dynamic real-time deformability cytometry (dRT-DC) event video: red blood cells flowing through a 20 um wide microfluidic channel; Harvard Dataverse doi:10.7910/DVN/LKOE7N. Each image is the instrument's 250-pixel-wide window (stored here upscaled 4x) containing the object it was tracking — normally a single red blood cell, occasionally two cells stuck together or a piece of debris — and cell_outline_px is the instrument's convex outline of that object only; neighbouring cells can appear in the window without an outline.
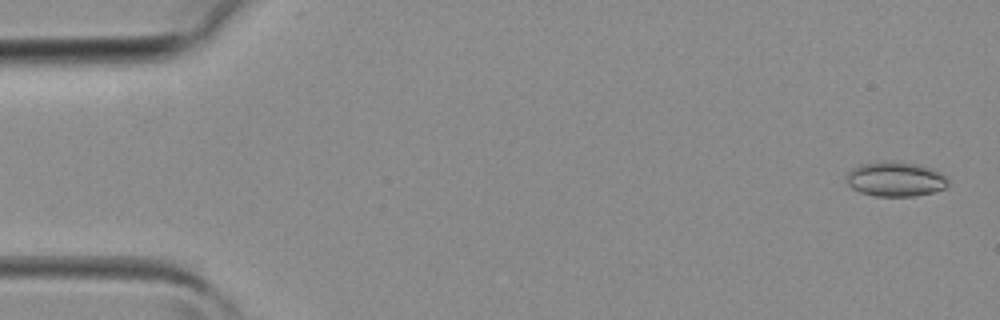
{"species": "common noctule bat (a hibernating species)", "species_latin": "Nyctalus noctula", "temperature_condition": "room temperature", "stored_images_in_passage": 4, "camera_frame_rate_fps": 3000, "um_per_image_px": 0.085, "animal": {"sex": "female", "body_mass_g": 19.3, "forearm_length_mm": 54.1}, "frame": {"image": 1, "passage_image": 1, "time_ms": 0.0, "image_size_px": [1000, 320], "cell_outline_px": [[948, 184], [944, 188], [932, 192], [916, 196], [876, 196], [860, 192], [852, 188], [848, 184], [844, 176], [852, 168], [860, 164], [880, 160], [892, 160], [916, 164], [932, 168], [940, 172], [948, 180]], "centroid_in_image_um": [76.07, 15.2], "position_along_channel_um": 8.9, "area_um2": 20.81}}
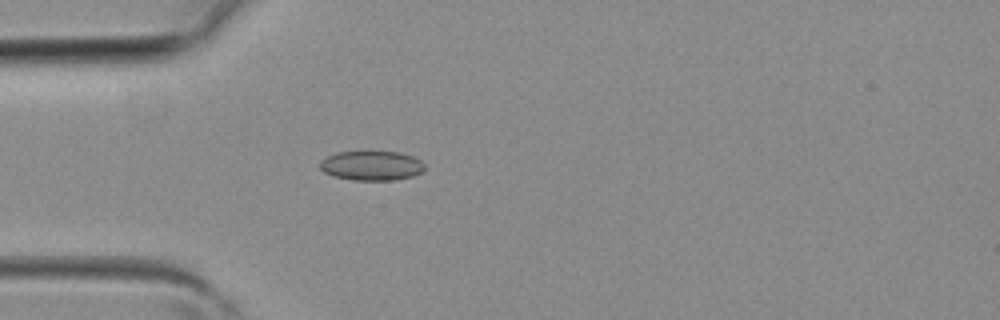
{"frame": {"image": 2, "passage_image": 4, "time_ms": 1.0, "image_size_px": [1000, 320], "cell_outline_px": [[424, 168], [420, 172], [412, 176], [396, 180], [352, 180], [332, 176], [324, 172], [320, 168], [320, 160], [336, 152], [400, 152], [412, 156], [420, 160], [424, 164]], "centroid_in_image_um": [31.56, 14.08], "position_along_channel_um": 53.4, "area_um2": 17.98}}